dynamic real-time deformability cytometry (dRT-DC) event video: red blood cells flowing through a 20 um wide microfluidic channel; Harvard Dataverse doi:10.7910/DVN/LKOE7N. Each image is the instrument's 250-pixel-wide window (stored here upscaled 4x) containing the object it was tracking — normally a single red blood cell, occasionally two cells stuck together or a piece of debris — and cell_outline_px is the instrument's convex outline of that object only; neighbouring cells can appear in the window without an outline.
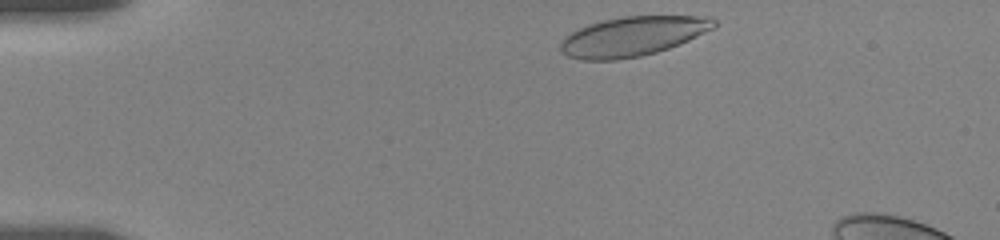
{"species": "human", "species_latin": "Homo sapiens", "temperature_condition": "room temperature", "stored_images_in_passage": 41, "camera_frame_rate_fps": 3000, "um_per_image_px": 0.085, "donor": {"sex": "female"}, "frame": {"image": 1, "passage_image": 1, "time_ms": 0.0, "image_size_px": [1000, 240], "cell_outline_px": [[716, 28], [680, 44], [656, 52], [640, 56], [616, 60], [580, 60], [568, 56], [560, 52], [560, 44], [564, 36], [588, 24], [604, 20], [624, 16], [712, 16], [716, 20]], "centroid_in_image_um": [53.8, 3.09], "position_along_channel_um": 31.2, "area_um2": 35.55}}
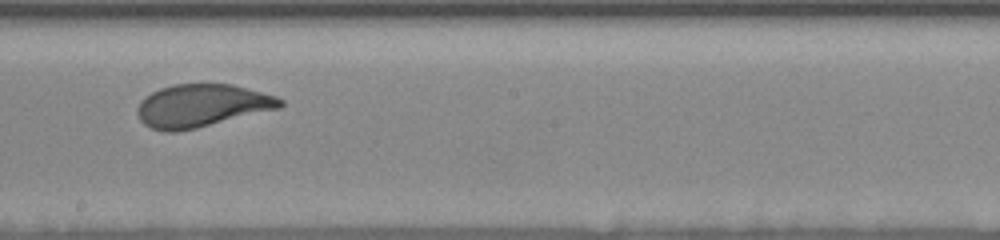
{"frame": {"image": 2, "passage_image": 25, "time_ms": 7.333, "image_size_px": [1000, 240], "cell_outline_px": [[284, 104], [280, 108], [196, 128], [176, 132], [164, 132], [152, 128], [144, 124], [140, 120], [136, 112], [136, 108], [140, 100], [144, 96], [160, 88], [176, 84], [232, 84], [276, 96], [284, 100]], "centroid_in_image_um": [17.12, 8.98], "position_along_channel_um": 231.1, "area_um2": 35.66}}
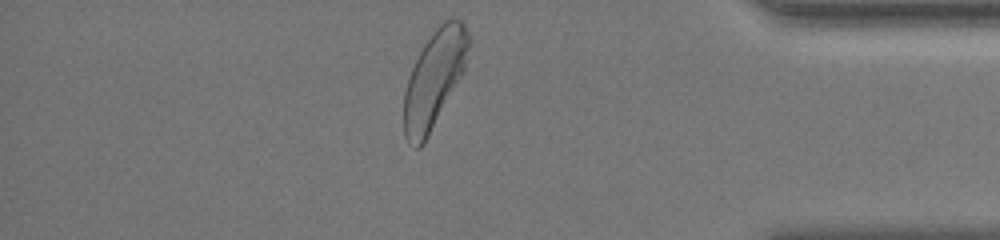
{"frame": {"image": 3, "passage_image": 41, "time_ms": 12.667, "image_size_px": [1000, 240], "cell_outline_px": [[468, 48], [464, 72], [424, 144], [420, 148], [412, 148], [408, 144], [404, 136], [404, 92], [412, 68], [424, 44], [432, 32], [448, 16], [456, 16], [464, 24], [468, 32]], "centroid_in_image_um": [36.9, 6.73], "position_along_channel_um": 398.3, "area_um2": 36.65}, "authors_computed_cell_mechanics": {"area_um2": 35.836, "velocity_mm_per_s": 3.6049, "shape_relaxation_time_tau1_ms": 3.5406, "shape_relaxation_time_tau2_ms": null, "deformation_change_tau1": 0.1539, "deformation_change_tau2": null}}